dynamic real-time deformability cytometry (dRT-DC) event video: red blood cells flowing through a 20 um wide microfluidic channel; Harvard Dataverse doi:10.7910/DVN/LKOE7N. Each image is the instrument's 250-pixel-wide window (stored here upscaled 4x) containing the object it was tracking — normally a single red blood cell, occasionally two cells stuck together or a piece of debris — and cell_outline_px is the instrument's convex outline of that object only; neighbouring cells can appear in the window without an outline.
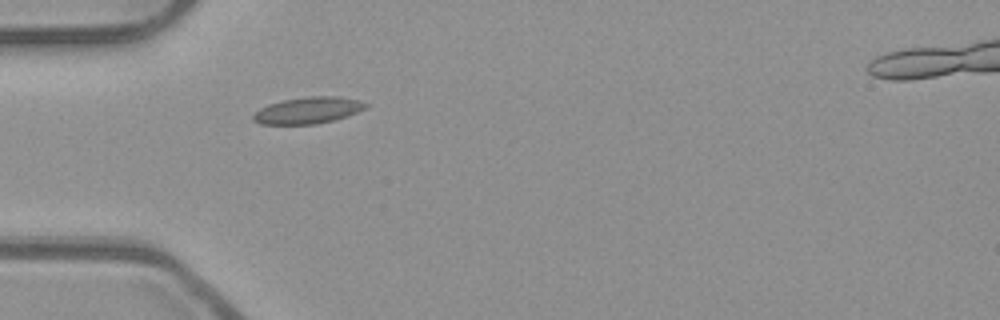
{"species": "common noctule bat (a hibernating species)", "species_latin": "Nyctalus noctula", "temperature_condition": "room temperature", "stored_images_in_passage": 37, "camera_frame_rate_fps": 3000, "um_per_image_px": 0.085, "animal": {"sex": "male", "body_mass_g": 23.1, "forearm_length_mm": 52.7}, "frame": {"image": 1, "passage_image": 1, "time_ms": 0.0, "image_size_px": [1000, 320], "cell_outline_px": [[368, 104], [364, 108], [348, 116], [316, 124], [260, 124], [252, 120], [252, 116], [260, 108], [268, 104], [280, 100], [308, 96], [340, 96], [360, 100]], "centroid_in_image_um": [26.15, 9.37], "position_along_channel_um": 58.8, "area_um2": 17.46}}
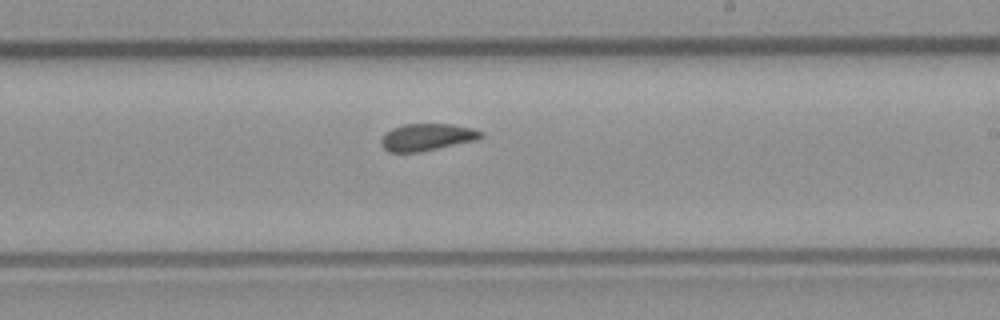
{"frame": {"image": 2, "passage_image": 16, "time_ms": 5.0, "image_size_px": [1000, 320], "cell_outline_px": [[484, 136], [476, 140], [420, 152], [388, 152], [380, 144], [380, 140], [384, 132], [392, 128], [404, 124], [452, 124], [472, 128], [484, 132]], "centroid_in_image_um": [36.27, 11.65], "position_along_channel_um": 252.7, "area_um2": 15.9}}
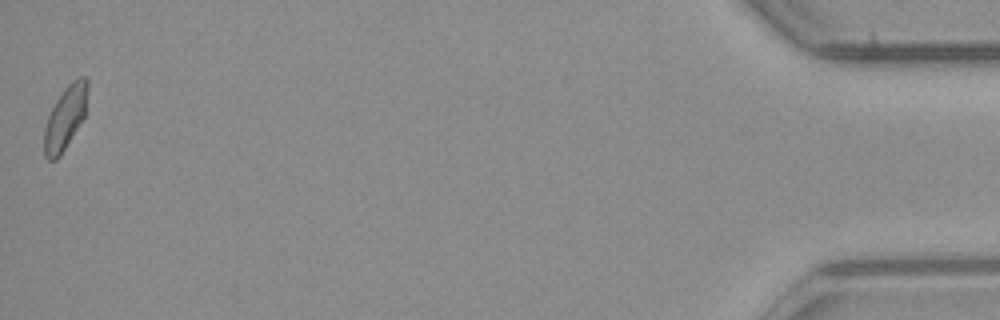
{"frame": {"image": 3, "passage_image": 37, "time_ms": 12.0, "image_size_px": [1000, 320], "cell_outline_px": [[88, 88], [84, 116], [60, 156], [56, 160], [48, 160], [44, 156], [44, 128], [48, 116], [60, 92], [72, 80], [80, 76], [88, 76]], "centroid_in_image_um": [5.54, 9.97], "position_along_channel_um": 429.7, "area_um2": 16.01}, "authors_computed_cell_mechanics": {"area_um2": 16.0106, "velocity_mm_per_s": 3.9473, "shape_relaxation_time_tau1_ms": null, "shape_relaxation_time_tau2_ms": 1.2185, "deformation_change_tau1": null, "deformation_change_tau2": 0.0517}}